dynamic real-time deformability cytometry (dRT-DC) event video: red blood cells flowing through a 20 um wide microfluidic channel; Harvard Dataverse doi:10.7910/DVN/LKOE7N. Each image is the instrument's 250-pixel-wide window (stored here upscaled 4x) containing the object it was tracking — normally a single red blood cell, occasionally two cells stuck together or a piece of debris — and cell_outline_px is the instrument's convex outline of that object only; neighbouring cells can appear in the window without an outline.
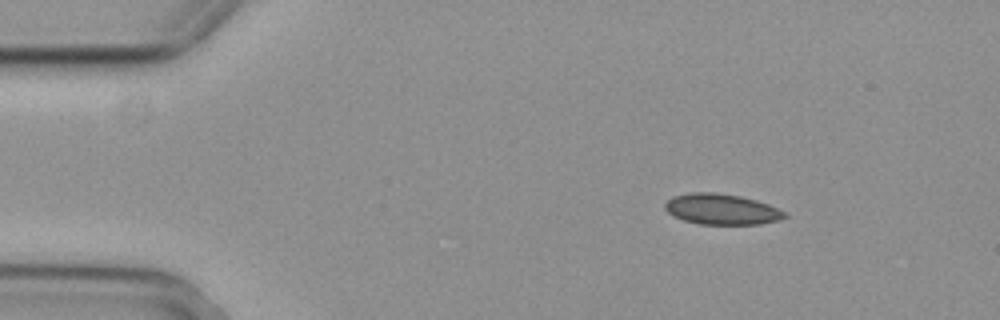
{"species": "common noctule bat (a hibernating species)", "species_latin": "Nyctalus noctula", "temperature_condition": "cold", "stored_images_in_passage": 48, "camera_frame_rate_fps": 3000, "um_per_image_px": 0.085, "animal": {"sex": "female", "body_mass_g": 29.2, "forearm_length_mm": 56.3}, "frame": {"image": 1, "passage_image": 1, "time_ms": 0.0, "image_size_px": [1000, 320], "cell_outline_px": [[788, 216], [780, 220], [760, 224], [700, 224], [684, 220], [672, 216], [664, 208], [664, 204], [672, 196], [692, 192], [712, 192], [740, 196], [756, 200], [768, 204], [784, 212]], "centroid_in_image_um": [61.31, 17.78], "position_along_channel_um": 23.7, "area_um2": 21.39}}
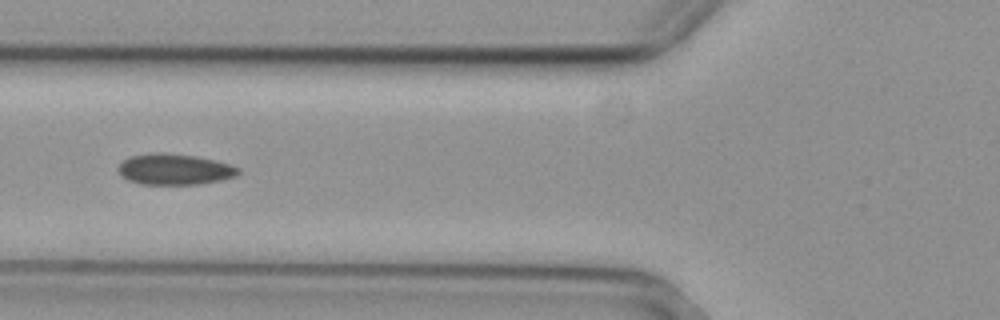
{"frame": {"image": 2, "passage_image": 14, "time_ms": 4.333, "image_size_px": [1000, 320], "cell_outline_px": [[240, 172], [236, 176], [220, 180], [200, 184], [140, 184], [128, 180], [120, 176], [116, 168], [124, 160], [132, 156], [152, 152], [164, 152], [196, 156], [228, 164], [240, 168]], "centroid_in_image_um": [14.8, 14.39], "position_along_channel_um": 111.0, "area_um2": 21.68}}
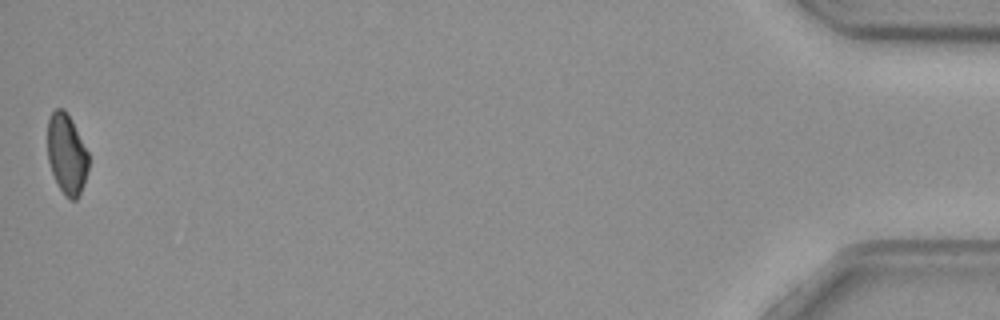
{"frame": {"image": 3, "passage_image": 48, "time_ms": 15.667, "image_size_px": [1000, 320], "cell_outline_px": [[88, 168], [84, 184], [80, 196], [76, 200], [68, 200], [64, 196], [56, 184], [48, 160], [48, 120], [52, 112], [56, 108], [64, 108], [72, 120], [88, 152]], "centroid_in_image_um": [5.67, 13.14], "position_along_channel_um": 429.5, "area_um2": 19.42}, "authors_computed_cell_mechanics": {"area_um2": 21.3571, "velocity_mm_per_s": 3.7114, "shape_relaxation_time_tau1_ms": 9.1831, "shape_relaxation_time_tau2_ms": null, "deformation_change_tau1": 0.1264, "deformation_change_tau2": null}}